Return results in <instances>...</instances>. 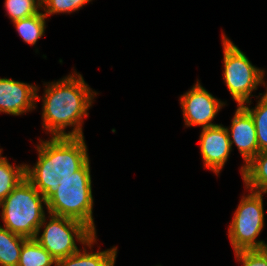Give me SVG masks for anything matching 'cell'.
Segmentation results:
<instances>
[{
    "label": "cell",
    "mask_w": 267,
    "mask_h": 266,
    "mask_svg": "<svg viewBox=\"0 0 267 266\" xmlns=\"http://www.w3.org/2000/svg\"><path fill=\"white\" fill-rule=\"evenodd\" d=\"M232 150L227 128L215 125L202 129L200 151L205 168L220 173Z\"/></svg>",
    "instance_id": "9c48e42d"
},
{
    "label": "cell",
    "mask_w": 267,
    "mask_h": 266,
    "mask_svg": "<svg viewBox=\"0 0 267 266\" xmlns=\"http://www.w3.org/2000/svg\"><path fill=\"white\" fill-rule=\"evenodd\" d=\"M235 256L243 266H267V248L241 250L235 252Z\"/></svg>",
    "instance_id": "44dd1931"
},
{
    "label": "cell",
    "mask_w": 267,
    "mask_h": 266,
    "mask_svg": "<svg viewBox=\"0 0 267 266\" xmlns=\"http://www.w3.org/2000/svg\"><path fill=\"white\" fill-rule=\"evenodd\" d=\"M56 260L34 238H27L20 252L18 266H52Z\"/></svg>",
    "instance_id": "2e32d148"
},
{
    "label": "cell",
    "mask_w": 267,
    "mask_h": 266,
    "mask_svg": "<svg viewBox=\"0 0 267 266\" xmlns=\"http://www.w3.org/2000/svg\"><path fill=\"white\" fill-rule=\"evenodd\" d=\"M96 94L77 72L50 83L42 99L43 127L52 137H83L82 120L88 116L87 111ZM67 126L74 128L66 133Z\"/></svg>",
    "instance_id": "6da1fadb"
},
{
    "label": "cell",
    "mask_w": 267,
    "mask_h": 266,
    "mask_svg": "<svg viewBox=\"0 0 267 266\" xmlns=\"http://www.w3.org/2000/svg\"><path fill=\"white\" fill-rule=\"evenodd\" d=\"M59 186L47 200L49 213L71 218L87 225L95 234V224L92 217L93 196L88 160L71 176L58 180Z\"/></svg>",
    "instance_id": "3957f363"
},
{
    "label": "cell",
    "mask_w": 267,
    "mask_h": 266,
    "mask_svg": "<svg viewBox=\"0 0 267 266\" xmlns=\"http://www.w3.org/2000/svg\"><path fill=\"white\" fill-rule=\"evenodd\" d=\"M0 150V203L22 182L25 177V165L13 166L6 157L1 156Z\"/></svg>",
    "instance_id": "9a60e30c"
},
{
    "label": "cell",
    "mask_w": 267,
    "mask_h": 266,
    "mask_svg": "<svg viewBox=\"0 0 267 266\" xmlns=\"http://www.w3.org/2000/svg\"><path fill=\"white\" fill-rule=\"evenodd\" d=\"M117 247L96 253H88L86 248L74 254L57 260L55 266H114Z\"/></svg>",
    "instance_id": "4fadbf2b"
},
{
    "label": "cell",
    "mask_w": 267,
    "mask_h": 266,
    "mask_svg": "<svg viewBox=\"0 0 267 266\" xmlns=\"http://www.w3.org/2000/svg\"><path fill=\"white\" fill-rule=\"evenodd\" d=\"M44 15L55 13H71L77 11L91 0H41ZM44 6V7H43Z\"/></svg>",
    "instance_id": "ffe728a7"
},
{
    "label": "cell",
    "mask_w": 267,
    "mask_h": 266,
    "mask_svg": "<svg viewBox=\"0 0 267 266\" xmlns=\"http://www.w3.org/2000/svg\"><path fill=\"white\" fill-rule=\"evenodd\" d=\"M222 36L224 82L238 106L251 103L249 97L252 91L257 90L259 84L265 85V71L253 66L248 57L230 39L224 34Z\"/></svg>",
    "instance_id": "8992f818"
},
{
    "label": "cell",
    "mask_w": 267,
    "mask_h": 266,
    "mask_svg": "<svg viewBox=\"0 0 267 266\" xmlns=\"http://www.w3.org/2000/svg\"><path fill=\"white\" fill-rule=\"evenodd\" d=\"M45 19L44 13L40 12L13 23L22 39L30 45H35L38 39L45 33Z\"/></svg>",
    "instance_id": "e0dca14e"
},
{
    "label": "cell",
    "mask_w": 267,
    "mask_h": 266,
    "mask_svg": "<svg viewBox=\"0 0 267 266\" xmlns=\"http://www.w3.org/2000/svg\"><path fill=\"white\" fill-rule=\"evenodd\" d=\"M186 126H202V129L215 126L212 120L223 104L203 88L197 80L196 85L180 98Z\"/></svg>",
    "instance_id": "ba28073f"
},
{
    "label": "cell",
    "mask_w": 267,
    "mask_h": 266,
    "mask_svg": "<svg viewBox=\"0 0 267 266\" xmlns=\"http://www.w3.org/2000/svg\"><path fill=\"white\" fill-rule=\"evenodd\" d=\"M245 188L250 191L267 193V150L259 152L241 167Z\"/></svg>",
    "instance_id": "7c38bea8"
},
{
    "label": "cell",
    "mask_w": 267,
    "mask_h": 266,
    "mask_svg": "<svg viewBox=\"0 0 267 266\" xmlns=\"http://www.w3.org/2000/svg\"><path fill=\"white\" fill-rule=\"evenodd\" d=\"M49 214V222L46 224V218H43L34 239L50 253L56 261L79 251L74 238L89 248L96 242V234L84 223L71 218ZM43 226H45L44 231L41 236L38 237Z\"/></svg>",
    "instance_id": "5b68a950"
},
{
    "label": "cell",
    "mask_w": 267,
    "mask_h": 266,
    "mask_svg": "<svg viewBox=\"0 0 267 266\" xmlns=\"http://www.w3.org/2000/svg\"><path fill=\"white\" fill-rule=\"evenodd\" d=\"M38 161L33 168L26 165V179L47 201L59 186L58 180L72 175L88 160L83 137H52L37 146Z\"/></svg>",
    "instance_id": "7a4b0ae2"
},
{
    "label": "cell",
    "mask_w": 267,
    "mask_h": 266,
    "mask_svg": "<svg viewBox=\"0 0 267 266\" xmlns=\"http://www.w3.org/2000/svg\"><path fill=\"white\" fill-rule=\"evenodd\" d=\"M37 90L36 85L0 78V112L17 116L35 109Z\"/></svg>",
    "instance_id": "30bf717a"
},
{
    "label": "cell",
    "mask_w": 267,
    "mask_h": 266,
    "mask_svg": "<svg viewBox=\"0 0 267 266\" xmlns=\"http://www.w3.org/2000/svg\"><path fill=\"white\" fill-rule=\"evenodd\" d=\"M231 124V131L227 128L231 148L233 143L237 145L246 165L259 153L253 119L242 106H238Z\"/></svg>",
    "instance_id": "8fae6325"
},
{
    "label": "cell",
    "mask_w": 267,
    "mask_h": 266,
    "mask_svg": "<svg viewBox=\"0 0 267 266\" xmlns=\"http://www.w3.org/2000/svg\"><path fill=\"white\" fill-rule=\"evenodd\" d=\"M5 8L12 22L39 14L41 0H5ZM39 8V9H38Z\"/></svg>",
    "instance_id": "d6986e66"
},
{
    "label": "cell",
    "mask_w": 267,
    "mask_h": 266,
    "mask_svg": "<svg viewBox=\"0 0 267 266\" xmlns=\"http://www.w3.org/2000/svg\"><path fill=\"white\" fill-rule=\"evenodd\" d=\"M260 98L255 109L241 105L252 117L257 134L259 152L267 150V91Z\"/></svg>",
    "instance_id": "ac0fdd59"
},
{
    "label": "cell",
    "mask_w": 267,
    "mask_h": 266,
    "mask_svg": "<svg viewBox=\"0 0 267 266\" xmlns=\"http://www.w3.org/2000/svg\"><path fill=\"white\" fill-rule=\"evenodd\" d=\"M262 197L255 191L242 197L228 229L234 252L267 248L264 241H256L264 226Z\"/></svg>",
    "instance_id": "52a82bcc"
},
{
    "label": "cell",
    "mask_w": 267,
    "mask_h": 266,
    "mask_svg": "<svg viewBox=\"0 0 267 266\" xmlns=\"http://www.w3.org/2000/svg\"><path fill=\"white\" fill-rule=\"evenodd\" d=\"M44 196L25 178L0 203L4 227L25 238H35L45 217Z\"/></svg>",
    "instance_id": "277c9868"
},
{
    "label": "cell",
    "mask_w": 267,
    "mask_h": 266,
    "mask_svg": "<svg viewBox=\"0 0 267 266\" xmlns=\"http://www.w3.org/2000/svg\"><path fill=\"white\" fill-rule=\"evenodd\" d=\"M26 239L0 226V266H18Z\"/></svg>",
    "instance_id": "5bb4252c"
}]
</instances>
